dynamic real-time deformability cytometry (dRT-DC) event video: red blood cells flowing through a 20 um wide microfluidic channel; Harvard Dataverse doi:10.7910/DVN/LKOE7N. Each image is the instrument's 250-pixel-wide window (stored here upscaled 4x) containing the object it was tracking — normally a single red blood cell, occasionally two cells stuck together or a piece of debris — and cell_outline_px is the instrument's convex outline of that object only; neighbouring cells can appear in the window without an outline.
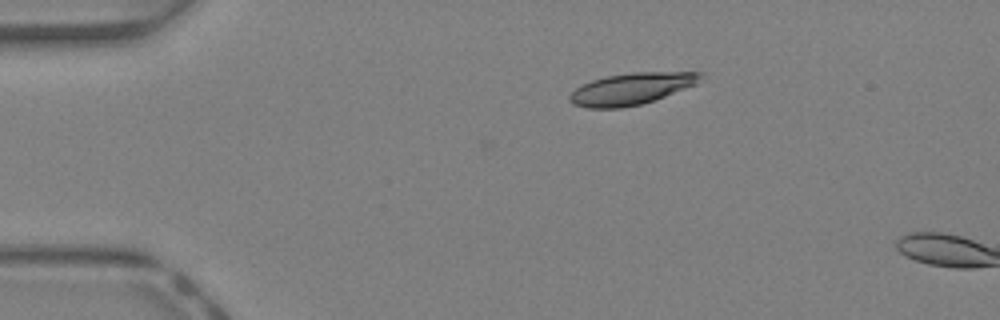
{"species": "Egyptian fruit bat (a non-hibernating species)", "species_latin": "Rousettus aegyptiacus", "temperature_condition": "warm", "stored_images_in_passage": 7, "camera_frame_rate_fps": 3000, "um_per_image_px": 0.085, "animal": {"sex": "female"}, "frame": {"image": 1, "passage_image": 7, "time_ms": 2.0, "image_size_px": [1000, 320], "cell_outline_px": [[704, 76], [696, 84], [664, 96], [640, 104], [620, 108], [588, 108], [572, 104], [568, 100], [568, 96], [576, 88], [592, 80], [608, 76], [632, 72], [704, 72]], "centroid_in_image_um": [53.66, 7.54], "position_along_channel_um": 31.3, "area_um2": 23.93}}